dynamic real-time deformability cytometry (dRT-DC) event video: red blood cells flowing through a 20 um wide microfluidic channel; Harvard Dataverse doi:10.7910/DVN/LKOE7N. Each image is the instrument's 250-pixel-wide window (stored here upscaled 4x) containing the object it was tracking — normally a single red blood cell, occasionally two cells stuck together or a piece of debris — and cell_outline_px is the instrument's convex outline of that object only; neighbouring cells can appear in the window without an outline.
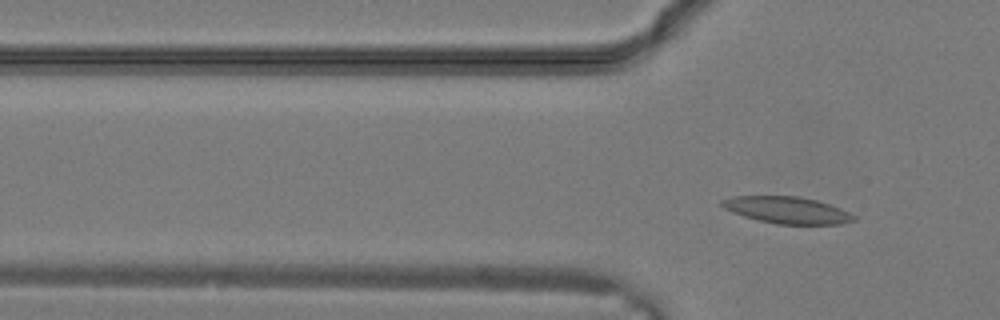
{"species": "common noctule bat (a hibernating species)", "species_latin": "Nyctalus noctula", "temperature_condition": "warm", "stored_images_in_passage": 6, "camera_frame_rate_fps": 3000, "um_per_image_px": 0.085, "animal": {"sex": "male", "body_mass_g": 19.2, "forearm_length_mm": 51.8}, "frame": {"image": 1, "passage_image": 6, "time_ms": 1.667, "image_size_px": [1000, 320], "cell_outline_px": [[856, 220], [844, 224], [776, 224], [744, 216], [724, 208], [720, 204], [720, 200], [732, 196], [800, 196], [816, 200], [840, 208], [856, 216]], "centroid_in_image_um": [66.92, 17.85], "position_along_channel_um": 58.9, "area_um2": 20.52}}